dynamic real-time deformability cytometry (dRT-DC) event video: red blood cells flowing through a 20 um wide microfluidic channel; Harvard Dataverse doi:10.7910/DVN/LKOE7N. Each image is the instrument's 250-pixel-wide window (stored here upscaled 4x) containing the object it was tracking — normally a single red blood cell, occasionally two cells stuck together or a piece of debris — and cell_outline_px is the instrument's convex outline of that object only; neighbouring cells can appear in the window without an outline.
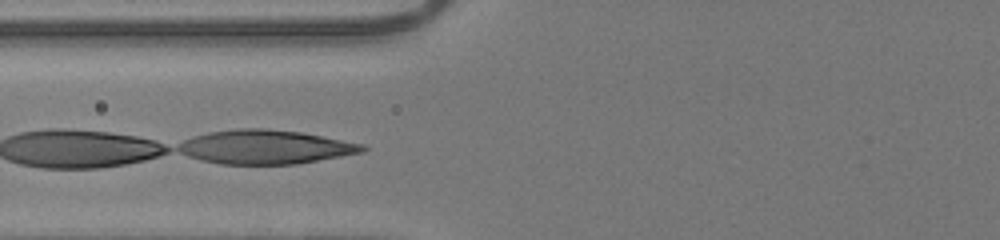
{"species": "human", "species_latin": "Homo sapiens", "temperature_condition": "room temperature", "stored_images_in_passage": 28, "segment_of_instrument_passage": [2, 2], "camera_frame_rate_fps": 3000, "um_per_image_px": 0.085, "donor": {"sex": "male"}, "frame": {"image": 1, "passage_image": 6, "time_ms": 1.667, "image_size_px": [1000, 240], "cell_outline_px": [[364, 148], [356, 152], [312, 160], [288, 164], [228, 164], [208, 160], [192, 156], [176, 148], [188, 140], [200, 136], [216, 132], [296, 132], [316, 136], [352, 144]], "centroid_in_image_um": [22.47, 12.56], "position_along_channel_um": 103.3, "area_um2": 32.02}}
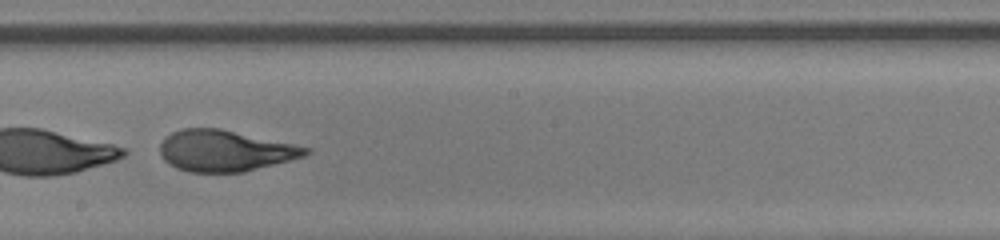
{"frame": {"image": 2, "passage_image": 15, "time_ms": 4.667, "image_size_px": [1000, 240], "cell_outline_px": [[308, 152], [300, 156], [236, 172], [196, 172], [180, 168], [172, 164], [164, 156], [164, 140], [168, 136], [176, 132], [188, 128], [212, 128], [308, 148]], "centroid_in_image_um": [19.07, 12.81], "position_along_channel_um": 229.1, "area_um2": 32.02}}
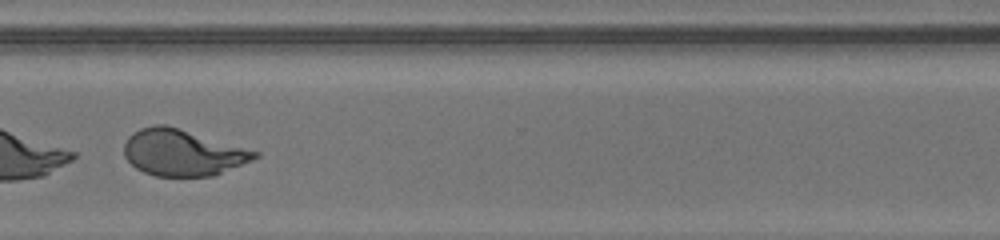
{"frame": {"image": 3, "passage_image": 24, "time_ms": 7.667, "image_size_px": [1000, 240], "cell_outline_px": [[256, 156], [248, 160], [216, 172], [204, 176], [160, 176], [148, 172], [132, 164], [128, 160], [124, 152], [124, 144], [136, 132], [144, 128], [176, 128], [256, 152]], "centroid_in_image_um": [15.43, 13.0], "position_along_channel_um": 355.2, "area_um2": 32.25}}